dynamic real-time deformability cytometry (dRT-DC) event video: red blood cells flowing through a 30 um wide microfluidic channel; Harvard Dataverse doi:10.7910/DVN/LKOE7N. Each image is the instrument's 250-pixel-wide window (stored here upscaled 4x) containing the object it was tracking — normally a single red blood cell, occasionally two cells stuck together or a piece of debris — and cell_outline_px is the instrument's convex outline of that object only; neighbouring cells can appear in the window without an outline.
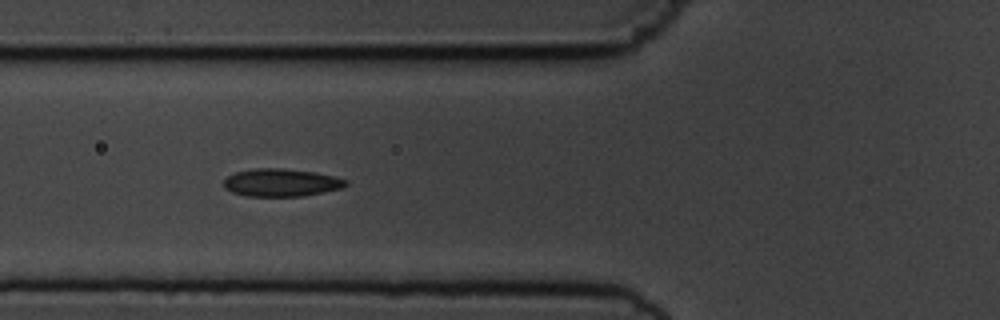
{"species": "common noctule bat (a hibernating species)", "species_latin": "Nyctalus noctula", "temperature_condition": "cold", "stored_images_in_passage": 13, "camera_frame_rate_fps": 3000, "um_per_image_px": 0.085, "animal": {"sex": "male", "body_mass_g": 19.5, "forearm_length_mm": 54.6}, "frame": {"image": 1, "passage_image": 3, "time_ms": 2.333, "image_size_px": [1000, 320], "cell_outline_px": [[348, 184], [344, 188], [304, 196], [244, 196], [232, 192], [224, 188], [224, 180], [228, 176], [236, 172], [256, 168], [280, 168], [316, 172], [348, 180]], "centroid_in_image_um": [23.92, 15.53], "position_along_channel_um": 101.9, "area_um2": 19.83}}
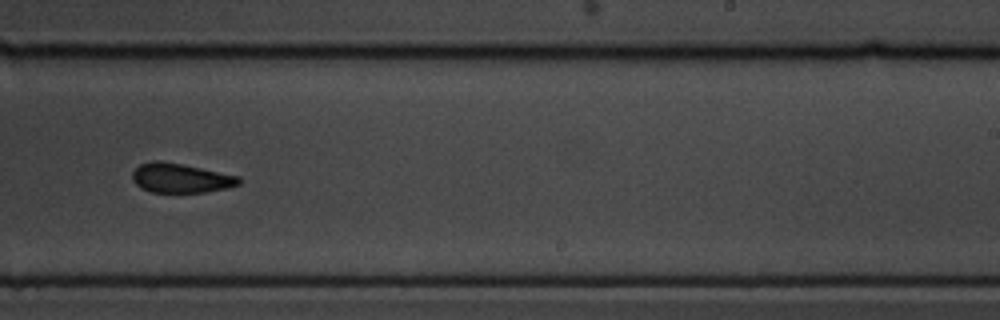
{"frame": {"image": 2, "passage_image": 7, "time_ms": 7.0, "image_size_px": [1000, 320], "cell_outline_px": [[240, 184], [228, 188], [204, 192], [152, 192], [140, 188], [132, 180], [132, 172], [140, 164], [152, 160], [156, 160], [180, 164], [240, 176]], "centroid_in_image_um": [15.34, 15.14], "position_along_channel_um": 273.7, "area_um2": 18.15}}
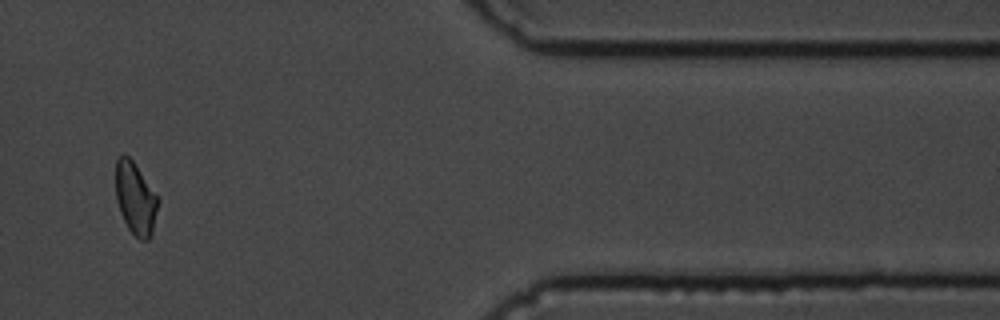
{"frame": {"image": 3, "passage_image": 10, "time_ms": 11.333, "image_size_px": [1000, 320], "cell_outline_px": [[160, 200], [152, 236], [148, 240], [140, 240], [128, 228], [120, 212], [116, 200], [116, 156], [124, 152], [132, 160]], "centroid_in_image_um": [11.52, 16.87], "position_along_channel_um": 399.9, "area_um2": 17.98}, "authors_computed_cell_mechanics": {"area_um2": 18.1492, "velocity_mm_per_s": 3.6948, "shape_relaxation_time_tau1_ms": 2.6544, "shape_relaxation_time_tau2_ms": 5.7678, "deformation_change_tau1": 0.0647, "deformation_change_tau2": 0.1006}}